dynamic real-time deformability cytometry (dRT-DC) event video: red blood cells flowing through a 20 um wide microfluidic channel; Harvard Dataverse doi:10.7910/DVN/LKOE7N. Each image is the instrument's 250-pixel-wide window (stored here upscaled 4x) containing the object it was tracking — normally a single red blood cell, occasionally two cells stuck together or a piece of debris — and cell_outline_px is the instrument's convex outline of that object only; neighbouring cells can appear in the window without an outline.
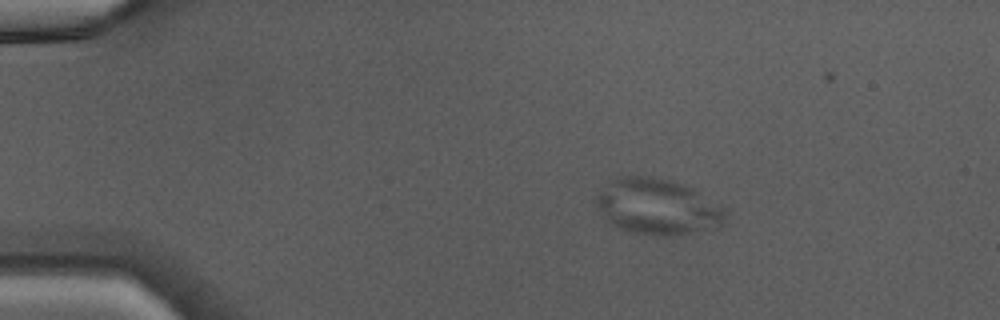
{"species": "Egyptian fruit bat (a non-hibernating species)", "species_latin": "Rousettus aegyptiacus", "temperature_condition": "warm", "stored_images_in_passage": 39, "camera_frame_rate_fps": 3000, "um_per_image_px": 0.085, "animal": {"sex": "male"}, "frame": {"image": 1, "passage_image": 1, "time_ms": 0.0, "image_size_px": [1000, 320], "cell_outline_px": [[728, 212], [724, 224], [720, 228], [668, 236], [664, 236], [636, 232], [620, 228], [612, 224], [600, 212], [596, 204], [596, 196], [600, 192], [616, 180], [624, 176], [656, 176], [672, 180], [720, 204]], "centroid_in_image_um": [55.96, 17.59], "position_along_channel_um": 29.0, "area_um2": 41.44}}
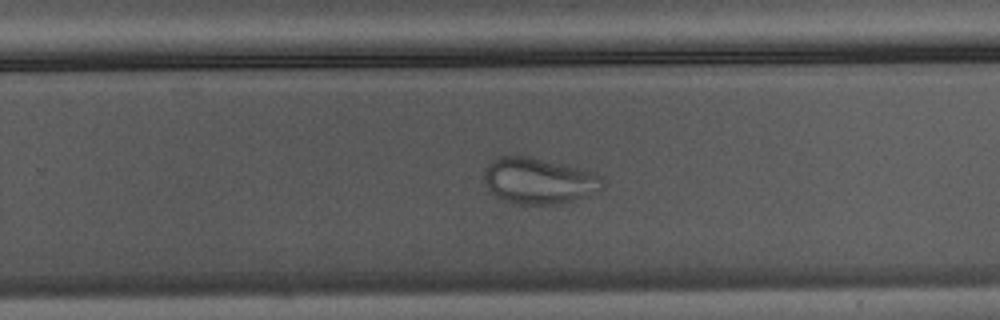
{"frame": {"image": 2, "passage_image": 23, "time_ms": 7.333, "image_size_px": [1000, 320], "cell_outline_px": [[604, 188], [588, 196], [560, 204], [516, 204], [504, 200], [492, 192], [488, 188], [484, 180], [484, 172], [488, 164], [496, 156], [528, 156], [596, 172], [604, 176]], "centroid_in_image_um": [45.85, 15.37], "position_along_channel_um": 284.0, "area_um2": 32.02}}